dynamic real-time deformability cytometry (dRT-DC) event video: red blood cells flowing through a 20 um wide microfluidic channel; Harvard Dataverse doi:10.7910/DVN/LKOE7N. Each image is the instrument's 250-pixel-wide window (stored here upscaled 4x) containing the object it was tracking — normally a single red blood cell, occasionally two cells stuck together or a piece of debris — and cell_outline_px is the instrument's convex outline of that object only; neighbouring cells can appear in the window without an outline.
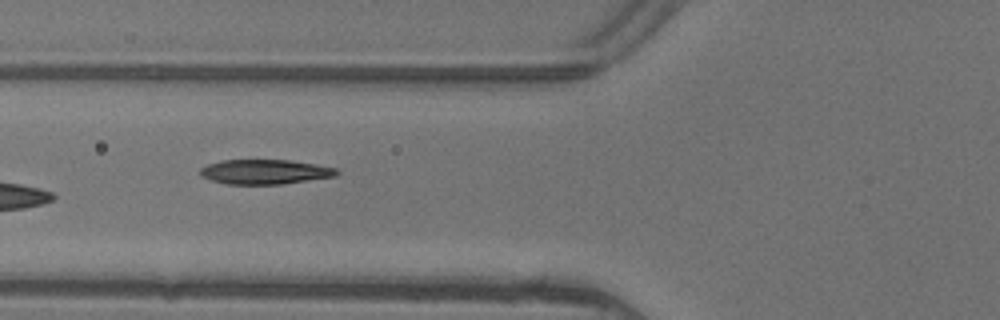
{"species": "common noctule bat (a hibernating species)", "species_latin": "Nyctalus noctula", "temperature_condition": "warm", "stored_images_in_passage": 9, "camera_frame_rate_fps": 3000, "um_per_image_px": 0.085, "animal": {"sex": "female"}, "frame": {"image": 1, "passage_image": 6, "time_ms": 1.667, "image_size_px": [1000, 320], "cell_outline_px": [[340, 172], [336, 176], [284, 184], [228, 184], [212, 180], [200, 176], [200, 168], [208, 164], [220, 160], [288, 160], [316, 164], [336, 168]], "centroid_in_image_um": [22.53, 14.6], "position_along_channel_um": 103.3, "area_um2": 19.65}}
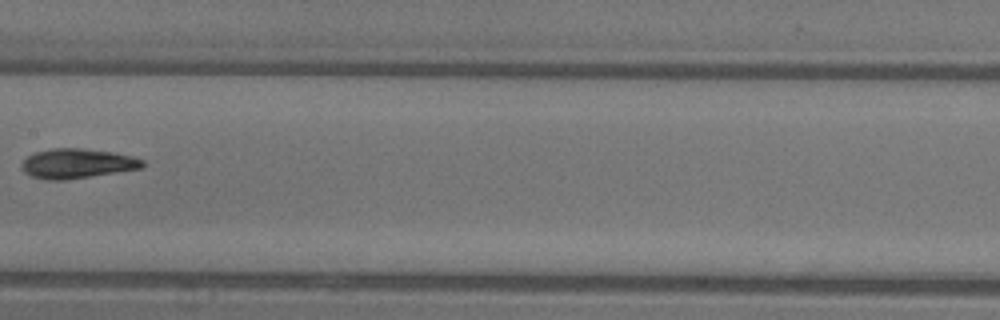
{"frame": {"image": 2, "passage_image": 8, "time_ms": 2.333, "image_size_px": [1000, 320], "cell_outline_px": [[144, 164], [140, 168], [64, 180], [48, 180], [32, 176], [24, 172], [20, 164], [28, 156], [36, 152], [52, 148], [80, 148], [112, 152], [132, 156], [144, 160]], "centroid_in_image_um": [6.52, 13.89], "position_along_channel_um": 200.9, "area_um2": 20.58}}
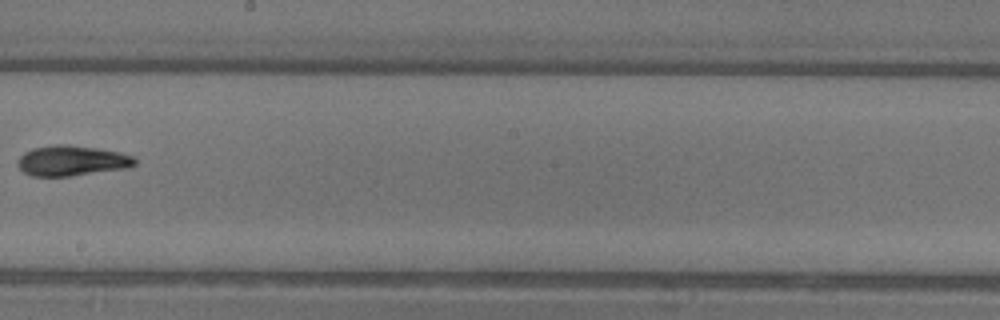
{"frame": {"image": 3, "passage_image": 9, "time_ms": 2.667, "image_size_px": [1000, 320], "cell_outline_px": [[136, 164], [128, 168], [68, 176], [32, 176], [24, 172], [16, 164], [16, 160], [24, 152], [32, 148], [52, 144], [68, 144], [96, 148], [120, 152], [132, 156], [136, 160]], "centroid_in_image_um": [6.07, 13.65], "position_along_channel_um": 242.1, "area_um2": 20.81}}